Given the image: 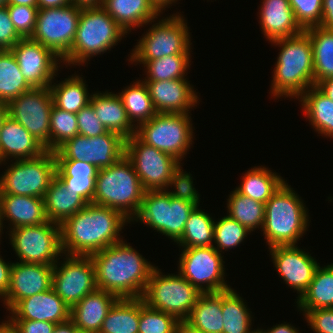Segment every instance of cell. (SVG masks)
Instances as JSON below:
<instances>
[{"label":"cell","instance_id":"obj_1","mask_svg":"<svg viewBox=\"0 0 333 333\" xmlns=\"http://www.w3.org/2000/svg\"><path fill=\"white\" fill-rule=\"evenodd\" d=\"M127 222L131 221L117 210L88 203L60 225L63 254L91 256L118 243Z\"/></svg>","mask_w":333,"mask_h":333},{"label":"cell","instance_id":"obj_2","mask_svg":"<svg viewBox=\"0 0 333 333\" xmlns=\"http://www.w3.org/2000/svg\"><path fill=\"white\" fill-rule=\"evenodd\" d=\"M90 257L95 265L98 289L119 299L142 298L155 266L130 244L122 240Z\"/></svg>","mask_w":333,"mask_h":333},{"label":"cell","instance_id":"obj_3","mask_svg":"<svg viewBox=\"0 0 333 333\" xmlns=\"http://www.w3.org/2000/svg\"><path fill=\"white\" fill-rule=\"evenodd\" d=\"M281 47L277 57L271 93L273 97H299L314 86L311 39L306 31L271 42Z\"/></svg>","mask_w":333,"mask_h":333},{"label":"cell","instance_id":"obj_4","mask_svg":"<svg viewBox=\"0 0 333 333\" xmlns=\"http://www.w3.org/2000/svg\"><path fill=\"white\" fill-rule=\"evenodd\" d=\"M303 200L286 181L265 203L262 227L268 248L296 245L309 226Z\"/></svg>","mask_w":333,"mask_h":333},{"label":"cell","instance_id":"obj_5","mask_svg":"<svg viewBox=\"0 0 333 333\" xmlns=\"http://www.w3.org/2000/svg\"><path fill=\"white\" fill-rule=\"evenodd\" d=\"M144 193L131 161L124 155L110 167L98 169L92 204L117 210L132 221Z\"/></svg>","mask_w":333,"mask_h":333},{"label":"cell","instance_id":"obj_6","mask_svg":"<svg viewBox=\"0 0 333 333\" xmlns=\"http://www.w3.org/2000/svg\"><path fill=\"white\" fill-rule=\"evenodd\" d=\"M127 35L101 7L81 8L76 36L69 53L62 59L65 65H80L93 56L109 51Z\"/></svg>","mask_w":333,"mask_h":333},{"label":"cell","instance_id":"obj_7","mask_svg":"<svg viewBox=\"0 0 333 333\" xmlns=\"http://www.w3.org/2000/svg\"><path fill=\"white\" fill-rule=\"evenodd\" d=\"M160 270L151 272L142 299L148 307L184 321L202 293L179 273L163 275Z\"/></svg>","mask_w":333,"mask_h":333},{"label":"cell","instance_id":"obj_8","mask_svg":"<svg viewBox=\"0 0 333 333\" xmlns=\"http://www.w3.org/2000/svg\"><path fill=\"white\" fill-rule=\"evenodd\" d=\"M168 190H148L143 195L140 209L132 221L149 225L177 242L184 231L195 204L170 196Z\"/></svg>","mask_w":333,"mask_h":333},{"label":"cell","instance_id":"obj_9","mask_svg":"<svg viewBox=\"0 0 333 333\" xmlns=\"http://www.w3.org/2000/svg\"><path fill=\"white\" fill-rule=\"evenodd\" d=\"M190 113H157L136 127V136L145 144L182 161L190 149L193 128Z\"/></svg>","mask_w":333,"mask_h":333},{"label":"cell","instance_id":"obj_10","mask_svg":"<svg viewBox=\"0 0 333 333\" xmlns=\"http://www.w3.org/2000/svg\"><path fill=\"white\" fill-rule=\"evenodd\" d=\"M185 21L178 13L153 24L132 49L129 61H150L174 54H190L192 43Z\"/></svg>","mask_w":333,"mask_h":333},{"label":"cell","instance_id":"obj_11","mask_svg":"<svg viewBox=\"0 0 333 333\" xmlns=\"http://www.w3.org/2000/svg\"><path fill=\"white\" fill-rule=\"evenodd\" d=\"M56 176L54 151L41 156L13 162L0 178V194L44 198Z\"/></svg>","mask_w":333,"mask_h":333},{"label":"cell","instance_id":"obj_12","mask_svg":"<svg viewBox=\"0 0 333 333\" xmlns=\"http://www.w3.org/2000/svg\"><path fill=\"white\" fill-rule=\"evenodd\" d=\"M9 233L19 262L54 265L59 256H63L59 224L48 220L38 225L12 228Z\"/></svg>","mask_w":333,"mask_h":333},{"label":"cell","instance_id":"obj_13","mask_svg":"<svg viewBox=\"0 0 333 333\" xmlns=\"http://www.w3.org/2000/svg\"><path fill=\"white\" fill-rule=\"evenodd\" d=\"M125 156L145 191L167 190L173 173L181 166L175 157L145 144L136 135L126 139Z\"/></svg>","mask_w":333,"mask_h":333},{"label":"cell","instance_id":"obj_14","mask_svg":"<svg viewBox=\"0 0 333 333\" xmlns=\"http://www.w3.org/2000/svg\"><path fill=\"white\" fill-rule=\"evenodd\" d=\"M224 263L214 246L184 248L178 273L201 293L223 292L231 289L224 279Z\"/></svg>","mask_w":333,"mask_h":333},{"label":"cell","instance_id":"obj_15","mask_svg":"<svg viewBox=\"0 0 333 333\" xmlns=\"http://www.w3.org/2000/svg\"><path fill=\"white\" fill-rule=\"evenodd\" d=\"M80 13L81 8L73 4L60 8L38 9L36 27L31 39L51 49L63 59L72 48Z\"/></svg>","mask_w":333,"mask_h":333},{"label":"cell","instance_id":"obj_16","mask_svg":"<svg viewBox=\"0 0 333 333\" xmlns=\"http://www.w3.org/2000/svg\"><path fill=\"white\" fill-rule=\"evenodd\" d=\"M125 141L111 131L96 137L78 134L60 145L54 155L56 160H85L101 169L110 167L125 155Z\"/></svg>","mask_w":333,"mask_h":333},{"label":"cell","instance_id":"obj_17","mask_svg":"<svg viewBox=\"0 0 333 333\" xmlns=\"http://www.w3.org/2000/svg\"><path fill=\"white\" fill-rule=\"evenodd\" d=\"M7 106L8 115L20 123L46 151H50V112L53 106L50 88H32Z\"/></svg>","mask_w":333,"mask_h":333},{"label":"cell","instance_id":"obj_18","mask_svg":"<svg viewBox=\"0 0 333 333\" xmlns=\"http://www.w3.org/2000/svg\"><path fill=\"white\" fill-rule=\"evenodd\" d=\"M65 257L61 266L58 261L53 265L52 288L71 308L97 289L96 269L90 256Z\"/></svg>","mask_w":333,"mask_h":333},{"label":"cell","instance_id":"obj_19","mask_svg":"<svg viewBox=\"0 0 333 333\" xmlns=\"http://www.w3.org/2000/svg\"><path fill=\"white\" fill-rule=\"evenodd\" d=\"M10 51L15 56L23 77L33 88L49 87L54 76H57L58 64H61L62 59L39 42L22 38Z\"/></svg>","mask_w":333,"mask_h":333},{"label":"cell","instance_id":"obj_20","mask_svg":"<svg viewBox=\"0 0 333 333\" xmlns=\"http://www.w3.org/2000/svg\"><path fill=\"white\" fill-rule=\"evenodd\" d=\"M297 246H275L269 250L277 272L288 286L297 290V298H300L308 289L320 263Z\"/></svg>","mask_w":333,"mask_h":333},{"label":"cell","instance_id":"obj_21","mask_svg":"<svg viewBox=\"0 0 333 333\" xmlns=\"http://www.w3.org/2000/svg\"><path fill=\"white\" fill-rule=\"evenodd\" d=\"M53 265L39 263H12L10 285L2 299L10 310L20 301L52 288Z\"/></svg>","mask_w":333,"mask_h":333},{"label":"cell","instance_id":"obj_22","mask_svg":"<svg viewBox=\"0 0 333 333\" xmlns=\"http://www.w3.org/2000/svg\"><path fill=\"white\" fill-rule=\"evenodd\" d=\"M157 113H190L199 97L186 78L144 81Z\"/></svg>","mask_w":333,"mask_h":333},{"label":"cell","instance_id":"obj_23","mask_svg":"<svg viewBox=\"0 0 333 333\" xmlns=\"http://www.w3.org/2000/svg\"><path fill=\"white\" fill-rule=\"evenodd\" d=\"M10 311L8 320L49 321L60 324L70 320L71 308L51 288L20 300Z\"/></svg>","mask_w":333,"mask_h":333},{"label":"cell","instance_id":"obj_24","mask_svg":"<svg viewBox=\"0 0 333 333\" xmlns=\"http://www.w3.org/2000/svg\"><path fill=\"white\" fill-rule=\"evenodd\" d=\"M46 151L20 123L9 115L0 131V164L13 157V160L29 159L41 156ZM4 161V162H3Z\"/></svg>","mask_w":333,"mask_h":333},{"label":"cell","instance_id":"obj_25","mask_svg":"<svg viewBox=\"0 0 333 333\" xmlns=\"http://www.w3.org/2000/svg\"><path fill=\"white\" fill-rule=\"evenodd\" d=\"M118 299L113 293L97 288L71 307L70 320L78 330L99 333L108 311Z\"/></svg>","mask_w":333,"mask_h":333},{"label":"cell","instance_id":"obj_26","mask_svg":"<svg viewBox=\"0 0 333 333\" xmlns=\"http://www.w3.org/2000/svg\"><path fill=\"white\" fill-rule=\"evenodd\" d=\"M262 1L259 23L264 36L270 42L292 37L303 31L295 20L289 0Z\"/></svg>","mask_w":333,"mask_h":333},{"label":"cell","instance_id":"obj_27","mask_svg":"<svg viewBox=\"0 0 333 333\" xmlns=\"http://www.w3.org/2000/svg\"><path fill=\"white\" fill-rule=\"evenodd\" d=\"M0 214L2 226L3 221L7 219L10 221V229L48 221L44 198L40 197L0 194Z\"/></svg>","mask_w":333,"mask_h":333},{"label":"cell","instance_id":"obj_28","mask_svg":"<svg viewBox=\"0 0 333 333\" xmlns=\"http://www.w3.org/2000/svg\"><path fill=\"white\" fill-rule=\"evenodd\" d=\"M90 104L108 131L115 132L125 139L136 134V125L130 122L118 94L108 91L95 92L90 98Z\"/></svg>","mask_w":333,"mask_h":333},{"label":"cell","instance_id":"obj_29","mask_svg":"<svg viewBox=\"0 0 333 333\" xmlns=\"http://www.w3.org/2000/svg\"><path fill=\"white\" fill-rule=\"evenodd\" d=\"M101 7L126 33L154 22L161 13L150 0H103Z\"/></svg>","mask_w":333,"mask_h":333},{"label":"cell","instance_id":"obj_30","mask_svg":"<svg viewBox=\"0 0 333 333\" xmlns=\"http://www.w3.org/2000/svg\"><path fill=\"white\" fill-rule=\"evenodd\" d=\"M88 203L55 176L44 196L45 214L49 221L61 225Z\"/></svg>","mask_w":333,"mask_h":333},{"label":"cell","instance_id":"obj_31","mask_svg":"<svg viewBox=\"0 0 333 333\" xmlns=\"http://www.w3.org/2000/svg\"><path fill=\"white\" fill-rule=\"evenodd\" d=\"M299 98L303 111L315 131L333 138V101L316 85L308 88Z\"/></svg>","mask_w":333,"mask_h":333},{"label":"cell","instance_id":"obj_32","mask_svg":"<svg viewBox=\"0 0 333 333\" xmlns=\"http://www.w3.org/2000/svg\"><path fill=\"white\" fill-rule=\"evenodd\" d=\"M185 321L204 333H222V292L202 293Z\"/></svg>","mask_w":333,"mask_h":333},{"label":"cell","instance_id":"obj_33","mask_svg":"<svg viewBox=\"0 0 333 333\" xmlns=\"http://www.w3.org/2000/svg\"><path fill=\"white\" fill-rule=\"evenodd\" d=\"M303 316L309 311L320 308H333V263L317 268L308 289L297 299Z\"/></svg>","mask_w":333,"mask_h":333},{"label":"cell","instance_id":"obj_34","mask_svg":"<svg viewBox=\"0 0 333 333\" xmlns=\"http://www.w3.org/2000/svg\"><path fill=\"white\" fill-rule=\"evenodd\" d=\"M284 182L278 173L261 165L248 170L235 189L242 195L265 204Z\"/></svg>","mask_w":333,"mask_h":333},{"label":"cell","instance_id":"obj_35","mask_svg":"<svg viewBox=\"0 0 333 333\" xmlns=\"http://www.w3.org/2000/svg\"><path fill=\"white\" fill-rule=\"evenodd\" d=\"M140 298L118 299L108 311L99 333H138Z\"/></svg>","mask_w":333,"mask_h":333},{"label":"cell","instance_id":"obj_36","mask_svg":"<svg viewBox=\"0 0 333 333\" xmlns=\"http://www.w3.org/2000/svg\"><path fill=\"white\" fill-rule=\"evenodd\" d=\"M311 39L314 61V85L333 78V30L320 26L305 30Z\"/></svg>","mask_w":333,"mask_h":333},{"label":"cell","instance_id":"obj_37","mask_svg":"<svg viewBox=\"0 0 333 333\" xmlns=\"http://www.w3.org/2000/svg\"><path fill=\"white\" fill-rule=\"evenodd\" d=\"M79 75H73L64 81L50 84L53 104L67 112L77 114L90 103L92 95L88 93L85 81Z\"/></svg>","mask_w":333,"mask_h":333},{"label":"cell","instance_id":"obj_38","mask_svg":"<svg viewBox=\"0 0 333 333\" xmlns=\"http://www.w3.org/2000/svg\"><path fill=\"white\" fill-rule=\"evenodd\" d=\"M122 99L127 116L138 127L157 114L145 82L138 80L118 94ZM134 122V123H133Z\"/></svg>","mask_w":333,"mask_h":333},{"label":"cell","instance_id":"obj_39","mask_svg":"<svg viewBox=\"0 0 333 333\" xmlns=\"http://www.w3.org/2000/svg\"><path fill=\"white\" fill-rule=\"evenodd\" d=\"M33 87L26 81L10 50L0 53V102L8 104Z\"/></svg>","mask_w":333,"mask_h":333},{"label":"cell","instance_id":"obj_40","mask_svg":"<svg viewBox=\"0 0 333 333\" xmlns=\"http://www.w3.org/2000/svg\"><path fill=\"white\" fill-rule=\"evenodd\" d=\"M244 299L232 288L222 292V333H250L252 330L251 311Z\"/></svg>","mask_w":333,"mask_h":333},{"label":"cell","instance_id":"obj_41","mask_svg":"<svg viewBox=\"0 0 333 333\" xmlns=\"http://www.w3.org/2000/svg\"><path fill=\"white\" fill-rule=\"evenodd\" d=\"M227 199V212L231 219L237 220L249 231L262 229L265 220V204L242 195L236 189Z\"/></svg>","mask_w":333,"mask_h":333},{"label":"cell","instance_id":"obj_42","mask_svg":"<svg viewBox=\"0 0 333 333\" xmlns=\"http://www.w3.org/2000/svg\"><path fill=\"white\" fill-rule=\"evenodd\" d=\"M214 222L208 213L196 207L189 215L177 244L183 248L214 246Z\"/></svg>","mask_w":333,"mask_h":333},{"label":"cell","instance_id":"obj_43","mask_svg":"<svg viewBox=\"0 0 333 333\" xmlns=\"http://www.w3.org/2000/svg\"><path fill=\"white\" fill-rule=\"evenodd\" d=\"M191 54H174L150 61H131L146 67L144 81H164L185 78ZM147 78V79H146Z\"/></svg>","mask_w":333,"mask_h":333},{"label":"cell","instance_id":"obj_44","mask_svg":"<svg viewBox=\"0 0 333 333\" xmlns=\"http://www.w3.org/2000/svg\"><path fill=\"white\" fill-rule=\"evenodd\" d=\"M78 134L76 114L62 110L53 104L50 112V151H55L65 141Z\"/></svg>","mask_w":333,"mask_h":333},{"label":"cell","instance_id":"obj_45","mask_svg":"<svg viewBox=\"0 0 333 333\" xmlns=\"http://www.w3.org/2000/svg\"><path fill=\"white\" fill-rule=\"evenodd\" d=\"M251 233L246 227L242 226L237 220L229 216L222 217L214 222V248L222 253V250L232 249ZM221 250V251H220Z\"/></svg>","mask_w":333,"mask_h":333},{"label":"cell","instance_id":"obj_46","mask_svg":"<svg viewBox=\"0 0 333 333\" xmlns=\"http://www.w3.org/2000/svg\"><path fill=\"white\" fill-rule=\"evenodd\" d=\"M178 322L173 315L148 307L140 298L138 333H176Z\"/></svg>","mask_w":333,"mask_h":333},{"label":"cell","instance_id":"obj_47","mask_svg":"<svg viewBox=\"0 0 333 333\" xmlns=\"http://www.w3.org/2000/svg\"><path fill=\"white\" fill-rule=\"evenodd\" d=\"M296 22L303 31L320 26L323 0H289Z\"/></svg>","mask_w":333,"mask_h":333},{"label":"cell","instance_id":"obj_48","mask_svg":"<svg viewBox=\"0 0 333 333\" xmlns=\"http://www.w3.org/2000/svg\"><path fill=\"white\" fill-rule=\"evenodd\" d=\"M9 17L22 38H31L37 21L38 7L6 5Z\"/></svg>","mask_w":333,"mask_h":333},{"label":"cell","instance_id":"obj_49","mask_svg":"<svg viewBox=\"0 0 333 333\" xmlns=\"http://www.w3.org/2000/svg\"><path fill=\"white\" fill-rule=\"evenodd\" d=\"M182 167L180 166L174 173L172 178L170 179V182L168 184L169 186L175 187V190L168 191L170 196L174 198H179L185 201H189L193 204H195L197 207H199V194L198 191L193 186V177H191L192 174H189L183 172Z\"/></svg>","mask_w":333,"mask_h":333},{"label":"cell","instance_id":"obj_50","mask_svg":"<svg viewBox=\"0 0 333 333\" xmlns=\"http://www.w3.org/2000/svg\"><path fill=\"white\" fill-rule=\"evenodd\" d=\"M79 135L86 137H96L105 134L108 130L97 118L92 105L89 103L82 108L77 114Z\"/></svg>","mask_w":333,"mask_h":333},{"label":"cell","instance_id":"obj_51","mask_svg":"<svg viewBox=\"0 0 333 333\" xmlns=\"http://www.w3.org/2000/svg\"><path fill=\"white\" fill-rule=\"evenodd\" d=\"M98 169L85 160H56L57 177H96Z\"/></svg>","mask_w":333,"mask_h":333},{"label":"cell","instance_id":"obj_52","mask_svg":"<svg viewBox=\"0 0 333 333\" xmlns=\"http://www.w3.org/2000/svg\"><path fill=\"white\" fill-rule=\"evenodd\" d=\"M304 316L315 333H333V308L309 310Z\"/></svg>","mask_w":333,"mask_h":333},{"label":"cell","instance_id":"obj_53","mask_svg":"<svg viewBox=\"0 0 333 333\" xmlns=\"http://www.w3.org/2000/svg\"><path fill=\"white\" fill-rule=\"evenodd\" d=\"M22 37L17 33L6 6L0 7V49L10 50Z\"/></svg>","mask_w":333,"mask_h":333},{"label":"cell","instance_id":"obj_54","mask_svg":"<svg viewBox=\"0 0 333 333\" xmlns=\"http://www.w3.org/2000/svg\"><path fill=\"white\" fill-rule=\"evenodd\" d=\"M68 188L81 196L87 203H92L96 177H58Z\"/></svg>","mask_w":333,"mask_h":333},{"label":"cell","instance_id":"obj_55","mask_svg":"<svg viewBox=\"0 0 333 333\" xmlns=\"http://www.w3.org/2000/svg\"><path fill=\"white\" fill-rule=\"evenodd\" d=\"M16 333H53L55 323L35 320H8Z\"/></svg>","mask_w":333,"mask_h":333},{"label":"cell","instance_id":"obj_56","mask_svg":"<svg viewBox=\"0 0 333 333\" xmlns=\"http://www.w3.org/2000/svg\"><path fill=\"white\" fill-rule=\"evenodd\" d=\"M12 262H5L0 255V298L7 295L10 285V271Z\"/></svg>","mask_w":333,"mask_h":333},{"label":"cell","instance_id":"obj_57","mask_svg":"<svg viewBox=\"0 0 333 333\" xmlns=\"http://www.w3.org/2000/svg\"><path fill=\"white\" fill-rule=\"evenodd\" d=\"M320 27L333 30V0H323Z\"/></svg>","mask_w":333,"mask_h":333},{"label":"cell","instance_id":"obj_58","mask_svg":"<svg viewBox=\"0 0 333 333\" xmlns=\"http://www.w3.org/2000/svg\"><path fill=\"white\" fill-rule=\"evenodd\" d=\"M71 5V0H38V9L60 8Z\"/></svg>","mask_w":333,"mask_h":333},{"label":"cell","instance_id":"obj_59","mask_svg":"<svg viewBox=\"0 0 333 333\" xmlns=\"http://www.w3.org/2000/svg\"><path fill=\"white\" fill-rule=\"evenodd\" d=\"M297 328L286 322L273 326L268 330H264V333H300Z\"/></svg>","mask_w":333,"mask_h":333},{"label":"cell","instance_id":"obj_60","mask_svg":"<svg viewBox=\"0 0 333 333\" xmlns=\"http://www.w3.org/2000/svg\"><path fill=\"white\" fill-rule=\"evenodd\" d=\"M316 86L333 101V78L320 81Z\"/></svg>","mask_w":333,"mask_h":333},{"label":"cell","instance_id":"obj_61","mask_svg":"<svg viewBox=\"0 0 333 333\" xmlns=\"http://www.w3.org/2000/svg\"><path fill=\"white\" fill-rule=\"evenodd\" d=\"M78 329L71 320L56 324L53 333H75Z\"/></svg>","mask_w":333,"mask_h":333},{"label":"cell","instance_id":"obj_62","mask_svg":"<svg viewBox=\"0 0 333 333\" xmlns=\"http://www.w3.org/2000/svg\"><path fill=\"white\" fill-rule=\"evenodd\" d=\"M103 0H71V4L80 8L99 7Z\"/></svg>","mask_w":333,"mask_h":333},{"label":"cell","instance_id":"obj_63","mask_svg":"<svg viewBox=\"0 0 333 333\" xmlns=\"http://www.w3.org/2000/svg\"><path fill=\"white\" fill-rule=\"evenodd\" d=\"M176 333H204V332L194 328L192 325H190L188 322L184 320V321H179L177 323Z\"/></svg>","mask_w":333,"mask_h":333},{"label":"cell","instance_id":"obj_64","mask_svg":"<svg viewBox=\"0 0 333 333\" xmlns=\"http://www.w3.org/2000/svg\"><path fill=\"white\" fill-rule=\"evenodd\" d=\"M150 1L161 12V14L163 13L162 12L163 10L165 11V8H167L172 3H176L177 2V0H150Z\"/></svg>","mask_w":333,"mask_h":333},{"label":"cell","instance_id":"obj_65","mask_svg":"<svg viewBox=\"0 0 333 333\" xmlns=\"http://www.w3.org/2000/svg\"><path fill=\"white\" fill-rule=\"evenodd\" d=\"M7 5H23L38 7V0H7Z\"/></svg>","mask_w":333,"mask_h":333},{"label":"cell","instance_id":"obj_66","mask_svg":"<svg viewBox=\"0 0 333 333\" xmlns=\"http://www.w3.org/2000/svg\"><path fill=\"white\" fill-rule=\"evenodd\" d=\"M7 116H8V106L6 103L0 102V131L2 124Z\"/></svg>","mask_w":333,"mask_h":333},{"label":"cell","instance_id":"obj_67","mask_svg":"<svg viewBox=\"0 0 333 333\" xmlns=\"http://www.w3.org/2000/svg\"><path fill=\"white\" fill-rule=\"evenodd\" d=\"M0 333H16L14 329L8 324L7 321H3L0 324Z\"/></svg>","mask_w":333,"mask_h":333},{"label":"cell","instance_id":"obj_68","mask_svg":"<svg viewBox=\"0 0 333 333\" xmlns=\"http://www.w3.org/2000/svg\"><path fill=\"white\" fill-rule=\"evenodd\" d=\"M7 5V0H0V7L6 6Z\"/></svg>","mask_w":333,"mask_h":333},{"label":"cell","instance_id":"obj_69","mask_svg":"<svg viewBox=\"0 0 333 333\" xmlns=\"http://www.w3.org/2000/svg\"><path fill=\"white\" fill-rule=\"evenodd\" d=\"M250 333H264V331L263 329H257V330L254 329V331H251Z\"/></svg>","mask_w":333,"mask_h":333},{"label":"cell","instance_id":"obj_70","mask_svg":"<svg viewBox=\"0 0 333 333\" xmlns=\"http://www.w3.org/2000/svg\"><path fill=\"white\" fill-rule=\"evenodd\" d=\"M2 231H3V226H2L1 214H0V235L2 234Z\"/></svg>","mask_w":333,"mask_h":333},{"label":"cell","instance_id":"obj_71","mask_svg":"<svg viewBox=\"0 0 333 333\" xmlns=\"http://www.w3.org/2000/svg\"><path fill=\"white\" fill-rule=\"evenodd\" d=\"M75 333H90V332H86V331H82V330H77Z\"/></svg>","mask_w":333,"mask_h":333}]
</instances>
